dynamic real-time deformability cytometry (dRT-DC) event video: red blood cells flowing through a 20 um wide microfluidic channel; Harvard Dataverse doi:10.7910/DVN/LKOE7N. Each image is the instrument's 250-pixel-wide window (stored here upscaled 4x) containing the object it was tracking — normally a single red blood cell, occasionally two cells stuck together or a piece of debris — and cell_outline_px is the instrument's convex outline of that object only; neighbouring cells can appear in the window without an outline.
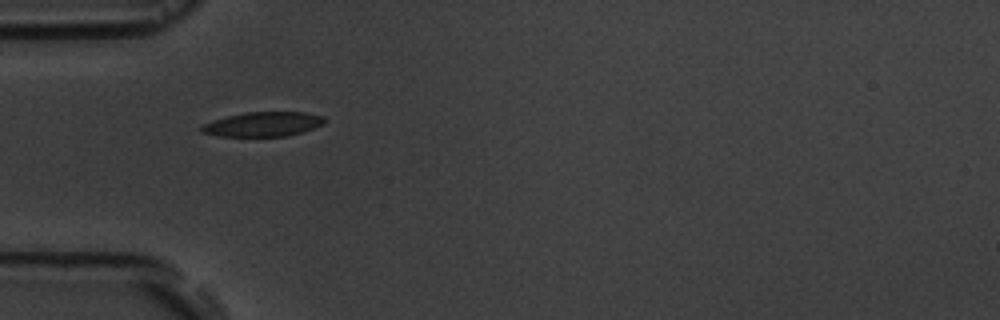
{"species": "common noctule bat (a hibernating species)", "species_latin": "Nyctalus noctula", "temperature_condition": "room temperature", "stored_images_in_passage": 1, "camera_frame_rate_fps": 3000, "um_per_image_px": 0.085, "animal": {"sex": "male", "body_mass_g": 19.5, "forearm_length_mm": 54.6}, "frame": {"image": 1, "passage_image": 1, "time_ms": 0.0, "image_size_px": [1000, 320], "cell_outline_px": [[324, 124], [288, 136], [220, 136], [200, 132], [200, 128], [204, 124], [212, 120], [244, 112], [304, 112], [324, 116]], "centroid_in_image_um": [22.34, 10.55], "position_along_channel_um": 62.7, "area_um2": 17.46}}